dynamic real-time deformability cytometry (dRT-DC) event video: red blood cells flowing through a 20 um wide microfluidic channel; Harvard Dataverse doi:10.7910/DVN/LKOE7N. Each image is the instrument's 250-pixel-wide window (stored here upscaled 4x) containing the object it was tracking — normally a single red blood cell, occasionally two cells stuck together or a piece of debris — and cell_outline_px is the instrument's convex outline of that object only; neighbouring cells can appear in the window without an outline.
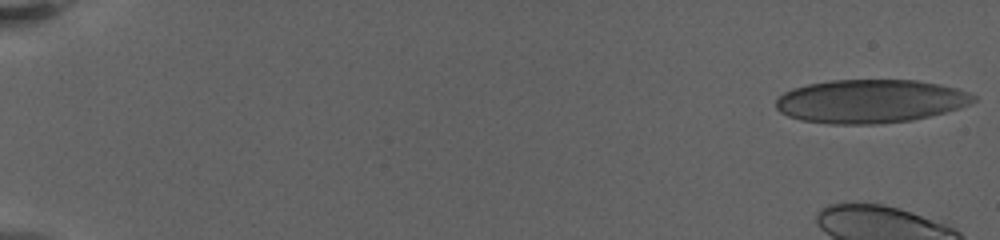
{"species": "human", "species_latin": "Homo sapiens", "temperature_condition": "warm", "stored_images_in_passage": 40, "camera_frame_rate_fps": 3000, "um_per_image_px": 0.085, "donor": {"sex": "female"}, "frame": {"image": 1, "passage_image": 1, "time_ms": 0.0, "image_size_px": [1000, 240], "cell_outline_px": [[976, 100], [968, 104], [944, 112], [912, 120], [876, 124], [832, 124], [800, 120], [788, 116], [780, 112], [776, 108], [776, 100], [784, 92], [792, 88], [808, 84], [832, 80], [916, 80], [956, 88], [968, 92], [976, 96]], "centroid_in_image_um": [73.93, 8.6], "position_along_channel_um": 11.1, "area_um2": 49.82}}